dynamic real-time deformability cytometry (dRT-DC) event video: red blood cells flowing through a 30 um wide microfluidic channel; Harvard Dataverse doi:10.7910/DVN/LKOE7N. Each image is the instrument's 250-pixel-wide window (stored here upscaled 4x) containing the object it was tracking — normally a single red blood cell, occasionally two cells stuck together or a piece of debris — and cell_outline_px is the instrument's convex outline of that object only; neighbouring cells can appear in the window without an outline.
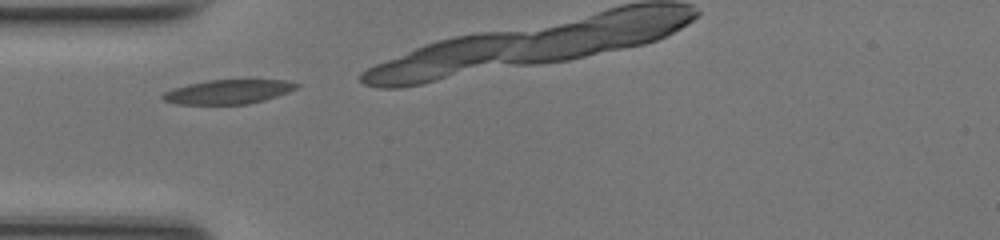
{"species": "common noctule bat (a hibernating species)", "species_latin": "Nyctalus noctula", "temperature_condition": "room temperature", "stored_images_in_passage": 4, "camera_frame_rate_fps": 3000, "um_per_image_px": 0.085, "animal": {"sex": "female", "body_mass_g": 17.0, "forearm_length_mm": 48.0}, "frame": {"image": 1, "passage_image": 1, "time_ms": 0.0, "image_size_px": [1000, 240], "cell_outline_px": [[300, 84], [296, 88], [288, 92], [264, 100], [248, 104], [176, 104], [164, 100], [160, 96], [164, 92], [172, 88], [188, 84], [208, 80], [288, 80]], "centroid_in_image_um": [19.38, 7.8], "position_along_channel_um": 65.6, "area_um2": 18.84}}